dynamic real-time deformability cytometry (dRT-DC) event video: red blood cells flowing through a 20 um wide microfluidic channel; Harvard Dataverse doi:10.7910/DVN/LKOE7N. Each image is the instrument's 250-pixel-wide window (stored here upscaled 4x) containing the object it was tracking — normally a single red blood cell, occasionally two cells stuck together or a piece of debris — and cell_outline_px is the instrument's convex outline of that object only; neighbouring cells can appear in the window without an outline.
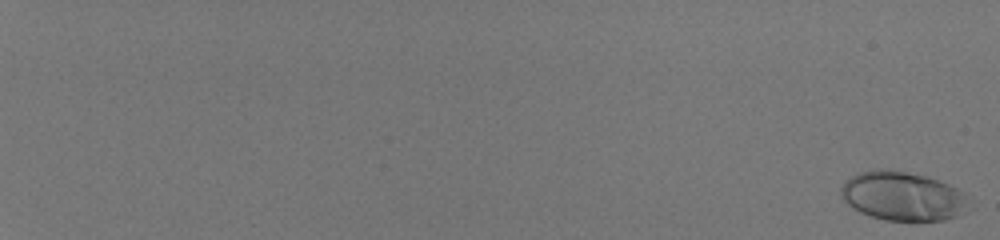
{"species": "human", "species_latin": "Homo sapiens", "temperature_condition": "room temperature", "stored_images_in_passage": 57, "camera_frame_rate_fps": 3000, "um_per_image_px": 0.085, "donor": {"sex": "male"}, "frame": {"image": 1, "passage_image": 1, "time_ms": 0.0, "image_size_px": [1000, 240], "cell_outline_px": [[964, 208], [956, 216], [944, 220], [884, 220], [860, 212], [852, 208], [844, 200], [840, 192], [840, 188], [856, 172], [876, 168], [904, 172], [924, 176], [948, 184], [956, 188], [960, 192], [964, 204]], "centroid_in_image_um": [76.61, 16.66], "position_along_channel_um": 8.4, "area_um2": 35.49}}
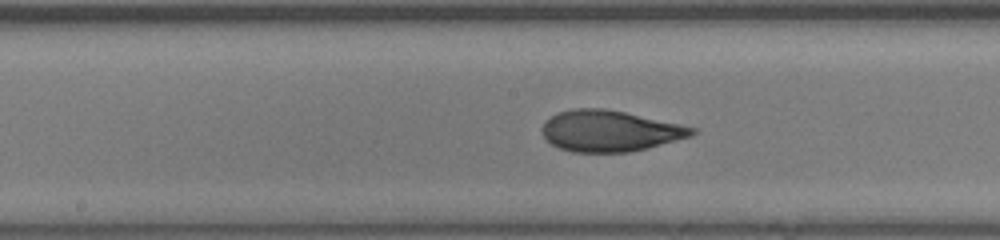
{"frame": {"image": 2, "passage_image": 36, "time_ms": 11.667, "image_size_px": [1000, 240], "cell_outline_px": [[696, 132], [692, 136], [648, 148], [628, 152], [572, 152], [560, 148], [552, 144], [544, 136], [540, 128], [544, 120], [556, 112], [572, 108], [604, 108], [624, 112], [696, 128]], "centroid_in_image_um": [51.78, 11.12], "position_along_channel_um": 196.4, "area_um2": 35.89}}
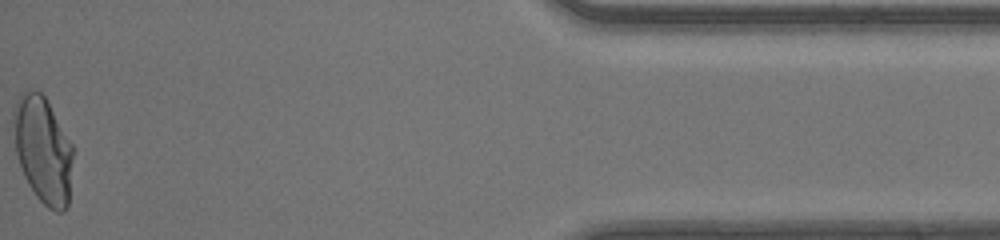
{"frame": {"image": 3, "passage_image": 57, "time_ms": 18.667, "image_size_px": [1000, 240], "cell_outline_px": [[76, 152], [68, 208], [64, 212], [56, 212], [48, 208], [36, 196], [28, 184], [24, 176], [16, 152], [12, 116], [12, 112], [20, 92], [40, 92], [44, 96], [72, 144]], "centroid_in_image_um": [3.7, 12.8], "position_along_channel_um": 431.5, "area_um2": 37.45}, "authors_computed_cell_mechanics": {"area_um2": 35.8938, "velocity_mm_per_s": 4.1752, "shape_relaxation_time_tau1_ms": 5.2065, "shape_relaxation_time_tau2_ms": 0.7629, "deformation_change_tau1": 0.2194, "deformation_change_tau2": 0.0659}}